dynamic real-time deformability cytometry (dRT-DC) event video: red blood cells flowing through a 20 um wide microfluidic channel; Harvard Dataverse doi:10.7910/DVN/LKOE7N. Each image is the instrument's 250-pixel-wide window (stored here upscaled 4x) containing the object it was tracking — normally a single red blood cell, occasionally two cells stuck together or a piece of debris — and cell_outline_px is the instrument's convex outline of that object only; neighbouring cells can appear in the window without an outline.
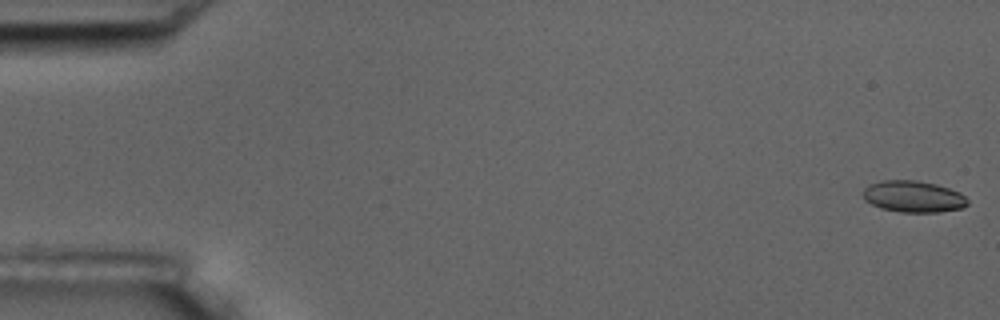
{"species": "common noctule bat (a hibernating species)", "species_latin": "Nyctalus noctula", "temperature_condition": "room temperature", "stored_images_in_passage": 5, "camera_frame_rate_fps": 3000, "um_per_image_px": 0.085, "animal": {"sex": "male", "body_mass_g": 17.5, "forearm_length_mm": 52.3}, "frame": {"image": 1, "passage_image": 1, "time_ms": 0.0, "image_size_px": [1000, 320], "cell_outline_px": [[968, 204], [964, 208], [940, 212], [900, 212], [880, 208], [864, 200], [864, 188], [868, 184], [884, 180], [916, 180], [936, 184], [960, 192], [968, 200]], "centroid_in_image_um": [77.64, 16.71], "position_along_channel_um": 7.4, "area_um2": 19.31}}
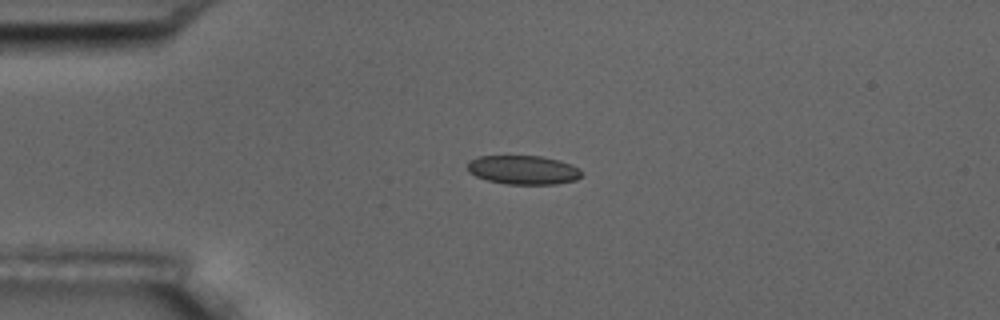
{"frame": {"image": 2, "passage_image": 4, "time_ms": 4.333, "image_size_px": [1000, 320], "cell_outline_px": [[584, 172], [576, 180], [556, 184], [504, 184], [488, 180], [476, 176], [468, 172], [468, 160], [480, 156], [540, 156], [560, 160], [572, 164], [580, 168]], "centroid_in_image_um": [44.5, 14.44], "position_along_channel_um": 40.5, "area_um2": 19.42}}